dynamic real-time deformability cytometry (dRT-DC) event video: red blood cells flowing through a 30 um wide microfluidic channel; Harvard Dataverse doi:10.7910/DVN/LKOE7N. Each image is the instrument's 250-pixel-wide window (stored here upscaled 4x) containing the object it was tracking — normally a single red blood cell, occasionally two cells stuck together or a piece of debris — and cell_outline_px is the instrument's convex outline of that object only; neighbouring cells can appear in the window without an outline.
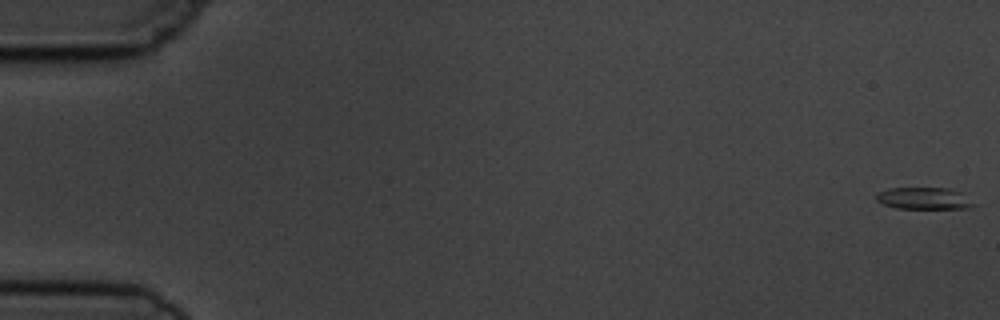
{"species": "common noctule bat (a hibernating species)", "species_latin": "Nyctalus noctula", "temperature_condition": "cold", "stored_images_in_passage": 9, "camera_frame_rate_fps": 3000, "um_per_image_px": 0.085, "animal": {"sex": "male", "body_mass_g": 19.5, "forearm_length_mm": 54.6}, "frame": {"image": 1, "passage_image": 1, "time_ms": 0.0, "image_size_px": [1000, 320], "cell_outline_px": [[976, 204], [968, 208], [896, 208], [884, 204], [876, 200], [876, 196], [880, 192], [888, 188], [948, 188], [960, 192]], "centroid_in_image_um": [78.54, 16.86], "position_along_channel_um": 6.5, "area_um2": 12.2}}
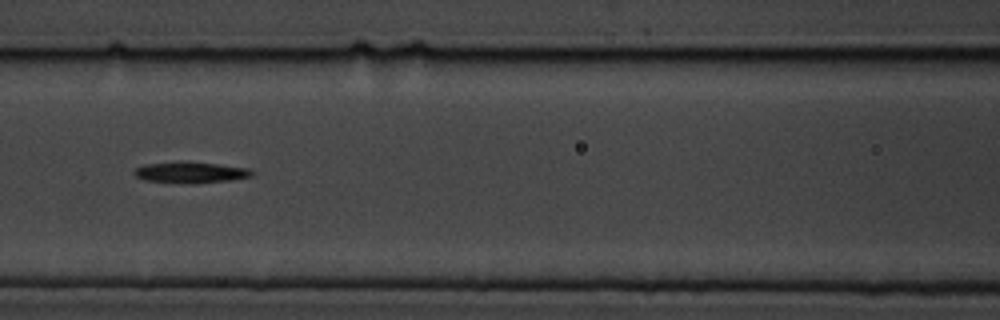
{"frame": {"image": 2, "passage_image": 8, "time_ms": 8.0, "image_size_px": [1000, 320], "cell_outline_px": [[256, 172], [252, 176], [232, 180], [196, 184], [192, 184], [144, 180], [136, 176], [132, 172], [136, 168], [144, 164], [220, 164], [248, 168]], "centroid_in_image_um": [16.27, 14.71], "position_along_channel_um": 150.3, "area_um2": 13.87}}
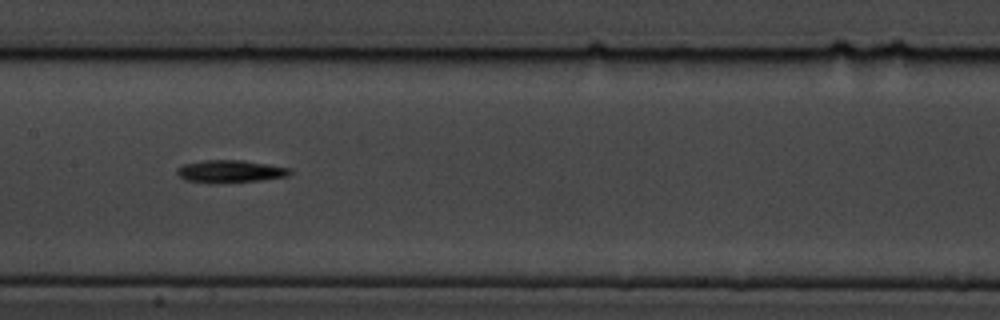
{"frame": {"image": 3, "passage_image": 9, "time_ms": 9.0, "image_size_px": [1000, 320], "cell_outline_px": [[292, 172], [288, 176], [260, 180], [216, 184], [208, 184], [184, 180], [176, 172], [176, 168], [184, 164], [204, 160], [240, 160], [268, 164], [292, 168]], "centroid_in_image_um": [19.54, 14.58], "position_along_channel_um": 187.9, "area_um2": 15.09}}